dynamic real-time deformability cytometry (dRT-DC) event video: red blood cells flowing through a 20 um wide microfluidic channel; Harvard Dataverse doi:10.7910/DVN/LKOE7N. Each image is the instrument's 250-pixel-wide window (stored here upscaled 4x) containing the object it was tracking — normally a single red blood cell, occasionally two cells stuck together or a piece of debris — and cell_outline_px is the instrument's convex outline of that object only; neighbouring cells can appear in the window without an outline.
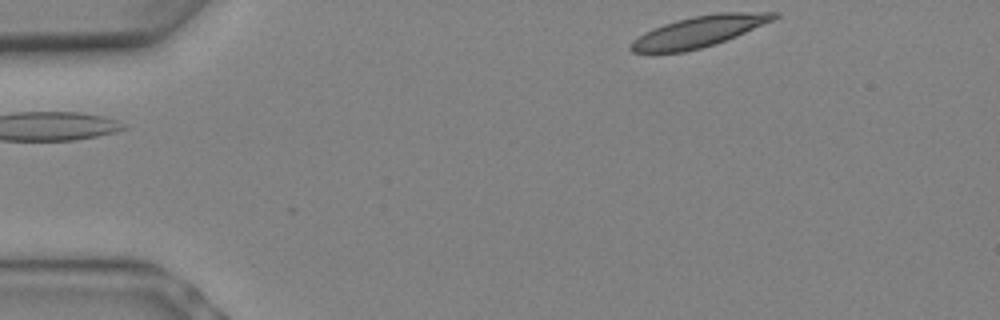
{"species": "Egyptian fruit bat (a non-hibernating species)", "species_latin": "Rousettus aegyptiacus", "temperature_condition": "warm", "stored_images_in_passage": 4, "camera_frame_rate_fps": 3000, "um_per_image_px": 0.085, "animal": {"sex": "female"}, "frame": {"image": 1, "passage_image": 4, "time_ms": 1.0, "image_size_px": [1000, 320], "cell_outline_px": [[780, 16], [772, 20], [736, 36], [716, 44], [684, 52], [632, 52], [628, 48], [644, 32], [664, 24], [696, 16], [716, 12], [780, 12]], "centroid_in_image_um": [59.46, 2.67], "position_along_channel_um": 25.5, "area_um2": 25.32}}